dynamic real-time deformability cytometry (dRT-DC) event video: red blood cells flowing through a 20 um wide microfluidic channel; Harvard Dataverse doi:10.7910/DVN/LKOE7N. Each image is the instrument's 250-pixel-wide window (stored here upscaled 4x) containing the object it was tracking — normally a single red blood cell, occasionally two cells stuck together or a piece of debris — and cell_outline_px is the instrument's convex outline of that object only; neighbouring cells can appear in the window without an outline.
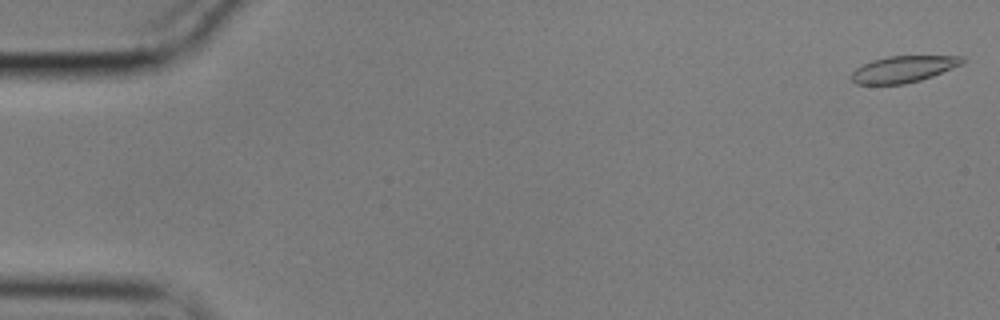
{"species": "common noctule bat (a hibernating species)", "species_latin": "Nyctalus noctula", "temperature_condition": "cold", "stored_images_in_passage": 49, "camera_frame_rate_fps": 3000, "um_per_image_px": 0.085, "animal": {"sex": "male", "body_mass_g": 17.9}, "frame": {"image": 1, "passage_image": 1, "time_ms": 0.0, "image_size_px": [1000, 320], "cell_outline_px": [[964, 64], [932, 76], [920, 80], [904, 84], [856, 84], [848, 76], [856, 68], [872, 60], [888, 56], [964, 56]], "centroid_in_image_um": [76.78, 5.87], "position_along_channel_um": 8.2, "area_um2": 17.17}}
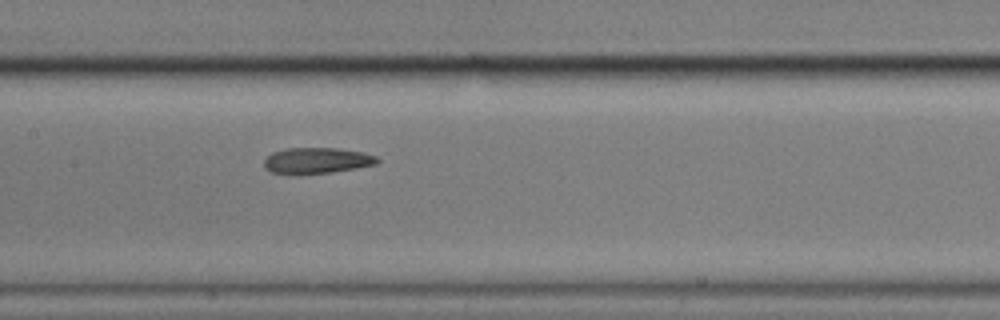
{"frame": {"image": 2, "passage_image": 27, "time_ms": 8.667, "image_size_px": [1000, 320], "cell_outline_px": [[380, 160], [376, 164], [356, 168], [332, 172], [272, 172], [264, 168], [264, 160], [272, 152], [288, 148], [336, 148], [364, 152], [376, 156]], "centroid_in_image_um": [26.97, 13.61], "position_along_channel_um": 180.4, "area_um2": 16.59}}
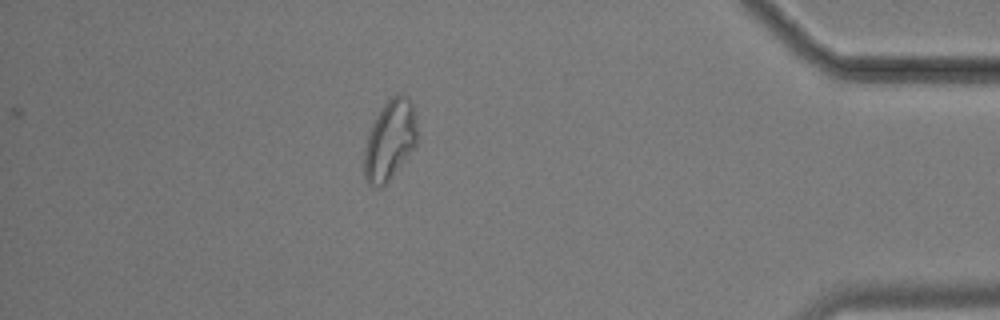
{"frame": {"image": 3, "passage_image": 49, "time_ms": 16.0, "image_size_px": [1000, 320], "cell_outline_px": [[416, 148], [388, 180], [380, 188], [376, 188], [368, 184], [364, 180], [364, 148], [368, 132], [376, 116], [384, 104], [396, 92], [400, 92], [408, 96], [412, 104], [416, 120]], "centroid_in_image_um": [33.13, 11.91], "position_along_channel_um": 402.1, "area_um2": 24.97}, "authors_computed_cell_mechanics": {"area_um2": 17.8602, "velocity_mm_per_s": 3.5765, "shape_relaxation_time_tau1_ms": 8.4177, "shape_relaxation_time_tau2_ms": 4.5096, "deformation_change_tau1": 0.1786, "deformation_change_tau2": 0.1146}}